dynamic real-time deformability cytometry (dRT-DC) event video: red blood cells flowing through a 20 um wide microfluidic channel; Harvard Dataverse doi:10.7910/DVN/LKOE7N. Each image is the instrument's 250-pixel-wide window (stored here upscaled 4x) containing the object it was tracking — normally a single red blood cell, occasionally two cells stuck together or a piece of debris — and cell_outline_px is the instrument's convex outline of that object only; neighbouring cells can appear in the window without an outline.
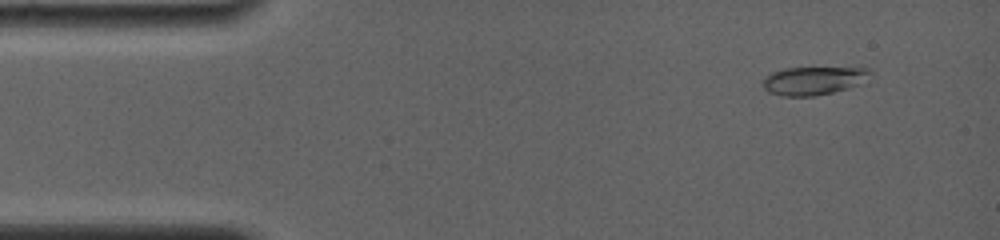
{"species": "common noctule bat (a hibernating species)", "species_latin": "Nyctalus noctula", "temperature_condition": "room temperature", "stored_images_in_passage": 92, "camera_frame_rate_fps": 4000, "um_per_image_px": 0.085, "animal": {"sex": "female", "body_mass_g": 19.0, "forearm_length_mm": 56.7}, "frame": {"image": 1, "passage_image": 10, "time_ms": 1.25, "image_size_px": [1000, 240], "cell_outline_px": [[872, 68], [856, 84], [848, 88], [816, 96], [780, 96], [768, 92], [764, 88], [764, 80], [772, 72], [784, 68]], "centroid_in_image_um": [69.04, 6.86], "position_along_channel_um": 16.0, "area_um2": 17.05}}
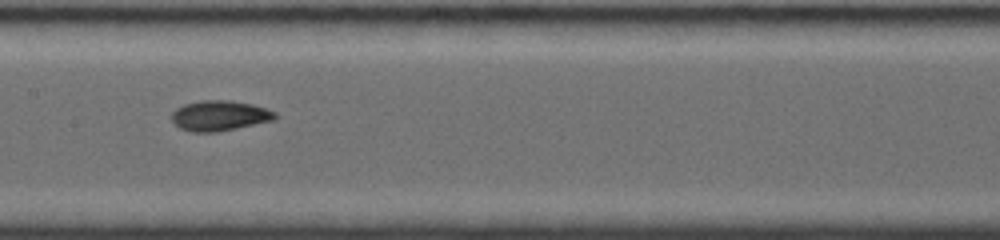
{"frame": {"image": 2, "passage_image": 59, "time_ms": 8.0, "image_size_px": [1000, 240], "cell_outline_px": [[276, 120], [216, 132], [192, 132], [180, 128], [172, 120], [172, 112], [176, 108], [184, 104], [200, 100], [232, 100], [252, 104], [276, 112]], "centroid_in_image_um": [18.67, 9.82], "position_along_channel_um": 188.7, "area_um2": 18.26}}
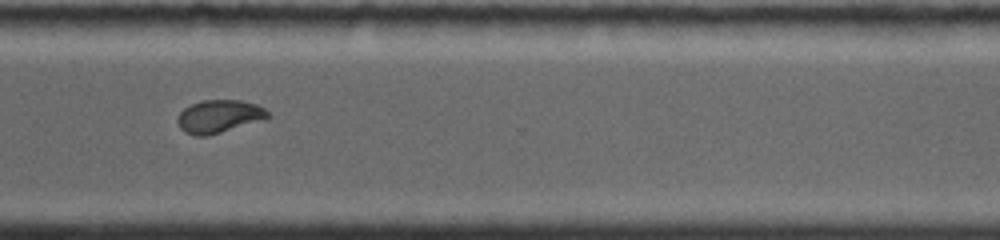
{"frame": {"image": 3, "passage_image": 91, "time_ms": 12.25, "image_size_px": [1000, 240], "cell_outline_px": [[272, 116], [264, 120], [208, 136], [196, 136], [184, 132], [180, 128], [176, 120], [180, 112], [184, 108], [200, 100], [240, 100], [256, 104], [264, 108]], "centroid_in_image_um": [18.63, 9.9], "position_along_channel_um": 352.0, "area_um2": 17.51}}